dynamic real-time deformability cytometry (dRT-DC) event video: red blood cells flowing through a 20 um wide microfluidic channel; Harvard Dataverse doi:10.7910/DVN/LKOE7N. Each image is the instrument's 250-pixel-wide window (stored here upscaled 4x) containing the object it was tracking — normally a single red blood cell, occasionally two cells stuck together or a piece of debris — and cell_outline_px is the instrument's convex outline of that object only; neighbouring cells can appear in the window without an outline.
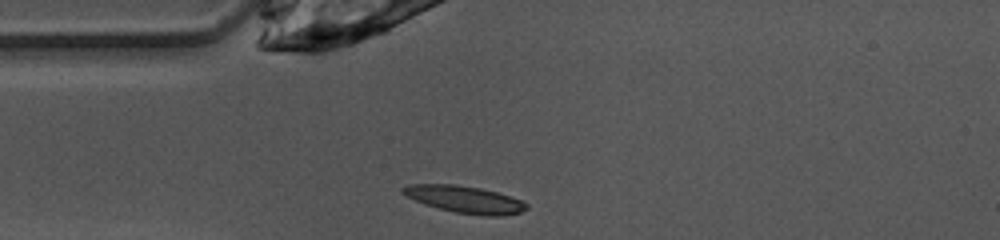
{"species": "common noctule bat (a hibernating species)", "species_latin": "Nyctalus noctula", "temperature_condition": "warm", "stored_images_in_passage": 36, "camera_frame_rate_fps": 3000, "um_per_image_px": 0.085, "animal": {"sex": "female", "body_mass_g": 10.0, "forearm_length_mm": 53.1}, "frame": {"image": 1, "passage_image": 1, "time_ms": 0.0, "image_size_px": [1000, 240], "cell_outline_px": [[528, 208], [520, 212], [500, 216], [480, 216], [456, 212], [424, 204], [400, 192], [400, 188], [408, 184], [456, 184], [480, 188], [496, 192], [524, 200], [528, 204]], "centroid_in_image_um": [39.53, 16.94], "position_along_channel_um": 45.5, "area_um2": 19.54}}
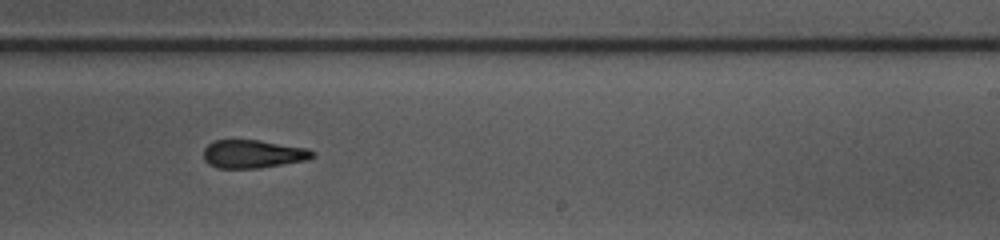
{"frame": {"image": 2, "passage_image": 18, "time_ms": 5.667, "image_size_px": [1000, 240], "cell_outline_px": [[316, 156], [308, 160], [260, 168], [216, 168], [208, 164], [204, 160], [204, 148], [208, 144], [216, 140], [260, 140], [308, 148], [316, 152]], "centroid_in_image_um": [21.54, 13.09], "position_along_channel_um": 267.5, "area_um2": 18.15}}
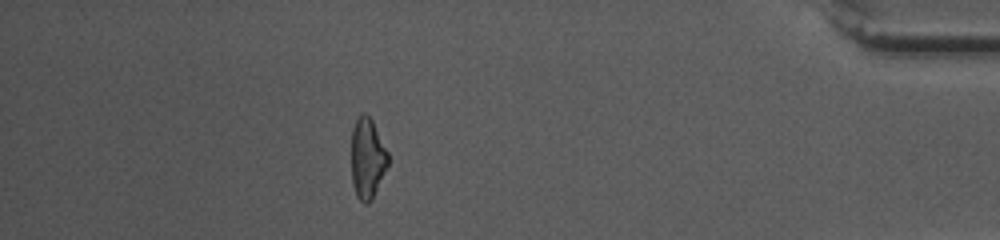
{"frame": {"image": 3, "passage_image": 32, "time_ms": 10.333, "image_size_px": [1000, 240], "cell_outline_px": [[388, 164], [372, 200], [368, 204], [364, 204], [356, 196], [352, 184], [352, 128], [356, 120], [364, 112], [372, 120], [388, 152]], "centroid_in_image_um": [31.22, 13.49], "position_along_channel_um": 404.0, "area_um2": 17.11}}